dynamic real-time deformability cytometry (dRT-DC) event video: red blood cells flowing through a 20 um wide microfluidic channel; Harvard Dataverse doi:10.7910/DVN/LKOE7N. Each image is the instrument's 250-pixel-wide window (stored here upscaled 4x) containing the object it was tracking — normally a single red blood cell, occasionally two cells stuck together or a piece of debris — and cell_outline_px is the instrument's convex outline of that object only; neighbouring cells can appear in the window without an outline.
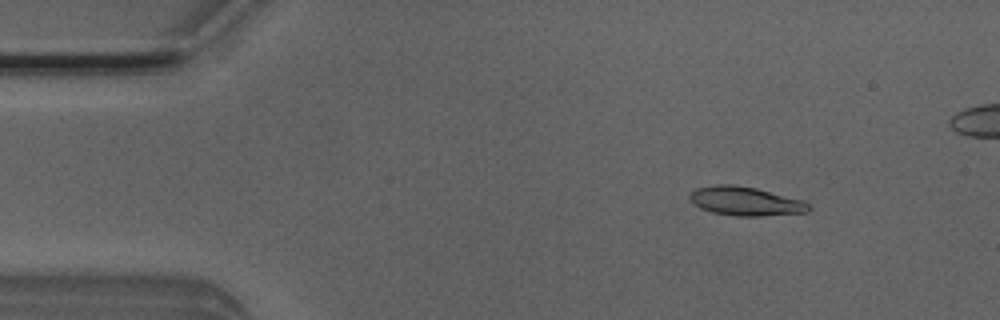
{"species": "Egyptian fruit bat (a non-hibernating species)", "species_latin": "Rousettus aegyptiacus", "temperature_condition": "room temperature", "stored_images_in_passage": 47, "camera_frame_rate_fps": 3000, "um_per_image_px": 0.085, "animal": {"sex": "male"}, "frame": {"image": 1, "passage_image": 4, "time_ms": 1.0, "image_size_px": [1000, 320], "cell_outline_px": [[812, 208], [808, 212], [760, 216], [736, 216], [712, 212], [700, 208], [688, 196], [696, 188], [716, 184], [732, 184], [756, 188], [800, 200], [808, 204]], "centroid_in_image_um": [63.35, 17.1], "position_along_channel_um": 21.6, "area_um2": 19.77}}
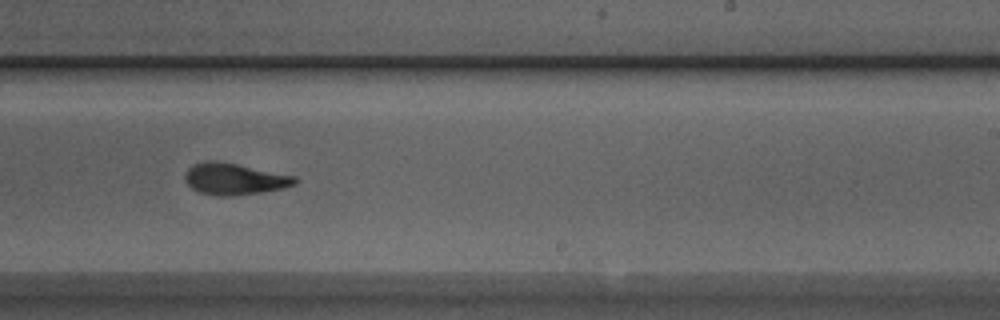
{"frame": {"image": 2, "passage_image": 28, "time_ms": 9.0, "image_size_px": [1000, 320], "cell_outline_px": [[300, 180], [296, 184], [284, 188], [260, 192], [232, 196], [216, 196], [200, 192], [192, 188], [184, 180], [184, 176], [188, 168], [192, 164], [204, 160], [216, 160], [296, 176]], "centroid_in_image_um": [19.91, 15.2], "position_along_channel_um": 269.1, "area_um2": 20.35}}
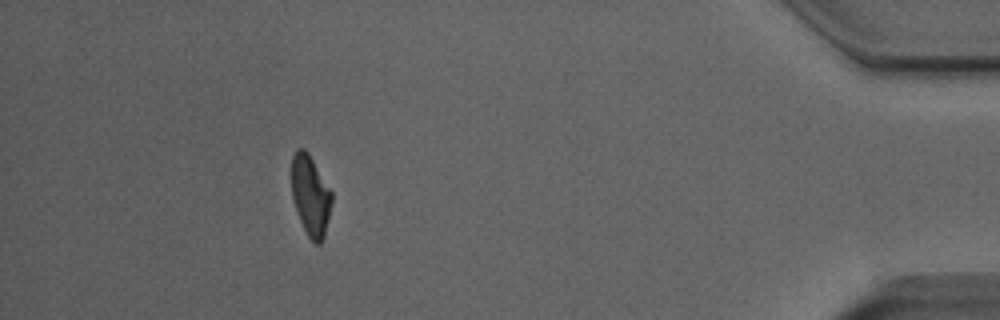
{"frame": {"image": 3, "passage_image": 43, "time_ms": 14.0, "image_size_px": [1000, 320], "cell_outline_px": [[332, 200], [324, 236], [320, 244], [316, 244], [308, 236], [300, 220], [292, 196], [292, 156], [300, 148], [304, 148], [308, 152], [332, 192]], "centroid_in_image_um": [26.4, 16.61], "position_along_channel_um": 408.8, "area_um2": 18.44}}